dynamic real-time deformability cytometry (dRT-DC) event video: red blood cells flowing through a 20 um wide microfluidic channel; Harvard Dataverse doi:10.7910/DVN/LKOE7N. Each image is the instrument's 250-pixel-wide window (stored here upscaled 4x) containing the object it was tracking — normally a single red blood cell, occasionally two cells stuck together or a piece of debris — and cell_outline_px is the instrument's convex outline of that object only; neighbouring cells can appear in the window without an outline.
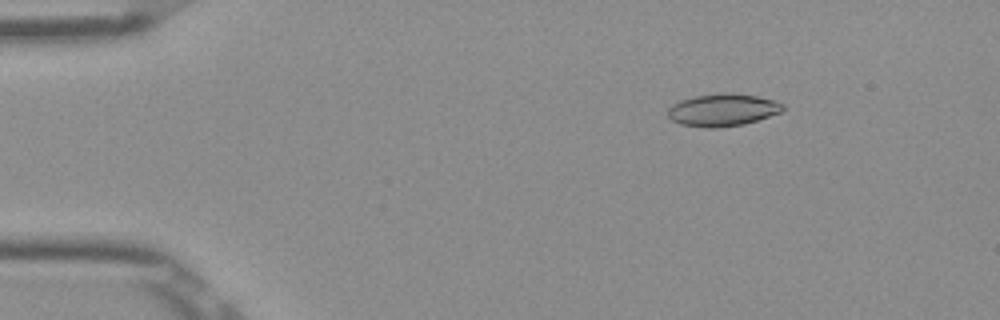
{"species": "Egyptian fruit bat (a non-hibernating species)", "species_latin": "Rousettus aegyptiacus", "temperature_condition": "room temperature", "stored_images_in_passage": 52, "camera_frame_rate_fps": 3000, "um_per_image_px": 0.085, "frame": {"image": 1, "passage_image": 8, "time_ms": 2.333, "image_size_px": [1000, 320], "cell_outline_px": [[784, 108], [780, 112], [744, 124], [716, 128], [704, 128], [680, 124], [672, 120], [668, 116], [668, 108], [672, 104], [680, 100], [696, 96], [720, 92], [728, 92], [756, 96], [776, 100], [784, 104]], "centroid_in_image_um": [61.41, 9.34], "position_along_channel_um": 23.6, "area_um2": 21.79}}
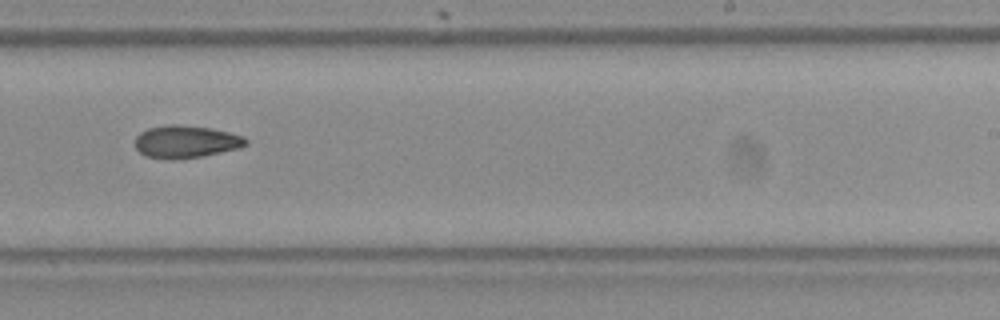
{"frame": {"image": 2, "passage_image": 33, "time_ms": 10.667, "image_size_px": [1000, 320], "cell_outline_px": [[248, 144], [240, 148], [200, 156], [176, 160], [172, 160], [144, 156], [136, 148], [136, 136], [140, 132], [148, 128], [168, 124], [176, 124], [212, 128], [244, 136], [248, 140]], "centroid_in_image_um": [15.8, 12.04], "position_along_channel_um": 273.2, "area_um2": 21.1}}
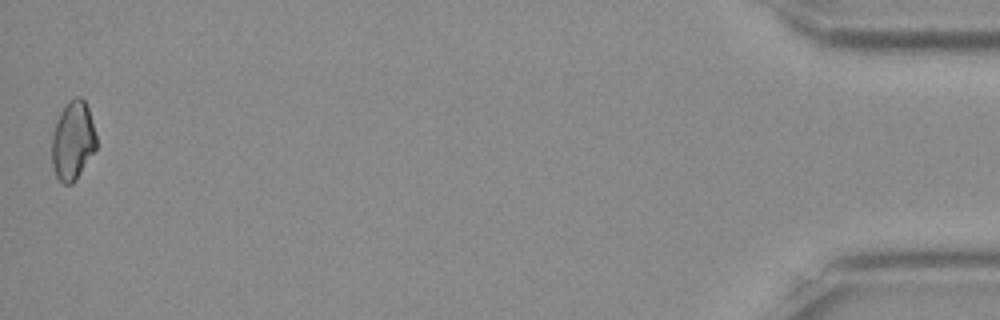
{"frame": {"image": 3, "passage_image": 52, "time_ms": 17.0, "image_size_px": [1000, 320], "cell_outline_px": [[96, 148], [76, 180], [72, 184], [64, 184], [56, 176], [52, 164], [52, 136], [56, 120], [60, 112], [68, 100], [76, 96], [80, 96], [84, 100], [88, 108], [96, 136]], "centroid_in_image_um": [6.18, 11.94], "position_along_channel_um": 429.0, "area_um2": 20.4}}